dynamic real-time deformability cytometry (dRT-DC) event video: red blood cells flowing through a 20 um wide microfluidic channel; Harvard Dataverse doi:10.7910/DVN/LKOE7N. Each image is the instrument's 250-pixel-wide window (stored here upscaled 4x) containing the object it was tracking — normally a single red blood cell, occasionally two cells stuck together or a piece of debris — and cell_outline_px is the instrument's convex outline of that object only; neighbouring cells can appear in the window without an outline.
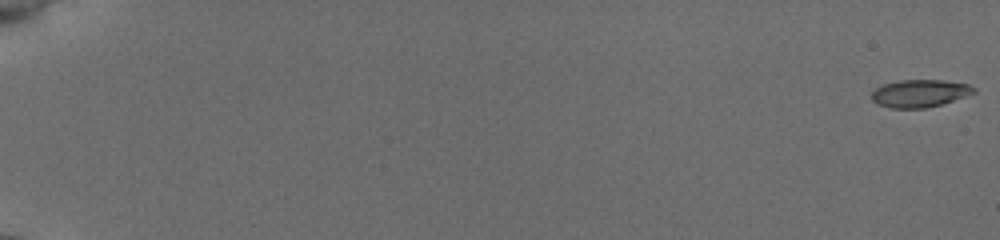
{"species": "common noctule bat (a hibernating species)", "species_latin": "Nyctalus noctula", "temperature_condition": "cold", "stored_images_in_passage": 4, "camera_frame_rate_fps": 3000, "um_per_image_px": 0.085, "animal": {"sex": "female", "body_mass_g": 19.5, "forearm_length_mm": 54.1}, "frame": {"image": 1, "passage_image": 1, "time_ms": 0.0, "image_size_px": [1000, 240], "cell_outline_px": [[976, 92], [940, 104], [924, 108], [892, 108], [880, 104], [872, 100], [872, 92], [876, 88], [884, 84], [900, 80], [940, 80], [968, 84], [976, 88]], "centroid_in_image_um": [78.17, 7.92], "position_along_channel_um": 6.8, "area_um2": 16.07}}